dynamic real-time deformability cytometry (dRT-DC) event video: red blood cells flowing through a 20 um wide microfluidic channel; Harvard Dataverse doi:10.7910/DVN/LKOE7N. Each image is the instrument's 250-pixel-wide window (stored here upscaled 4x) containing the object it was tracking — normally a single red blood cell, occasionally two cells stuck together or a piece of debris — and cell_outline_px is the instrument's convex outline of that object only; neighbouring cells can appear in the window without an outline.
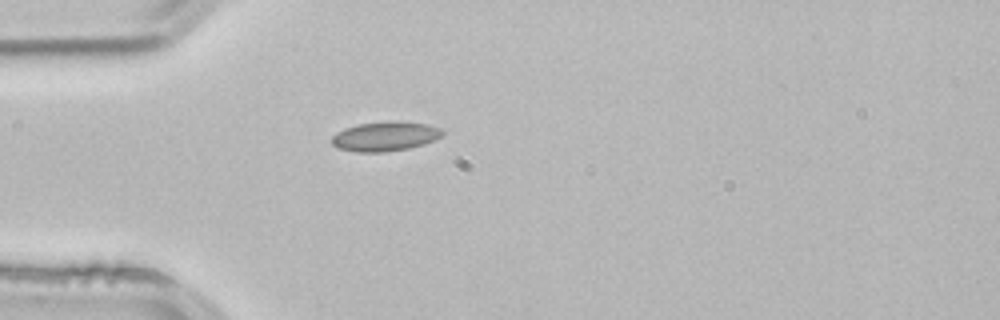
{"species": "common noctule bat (a hibernating species)", "species_latin": "Nyctalus noctula", "temperature_condition": "room temperature", "stored_images_in_passage": 1, "camera_frame_rate_fps": 3000, "um_per_image_px": 0.085, "animal": {"sex": "male", "body_mass_g": 21.5, "forearm_length_mm": 52.0}, "frame": {"image": 1, "passage_image": 1, "time_ms": 0.0, "image_size_px": [1000, 320], "cell_outline_px": [[444, 132], [440, 136], [424, 144], [408, 148], [384, 152], [356, 152], [336, 148], [332, 144], [332, 136], [336, 132], [344, 128], [356, 124], [388, 120], [400, 120], [428, 124], [444, 128]], "centroid_in_image_um": [32.72, 11.56], "position_along_channel_um": 52.3, "area_um2": 19.42}}